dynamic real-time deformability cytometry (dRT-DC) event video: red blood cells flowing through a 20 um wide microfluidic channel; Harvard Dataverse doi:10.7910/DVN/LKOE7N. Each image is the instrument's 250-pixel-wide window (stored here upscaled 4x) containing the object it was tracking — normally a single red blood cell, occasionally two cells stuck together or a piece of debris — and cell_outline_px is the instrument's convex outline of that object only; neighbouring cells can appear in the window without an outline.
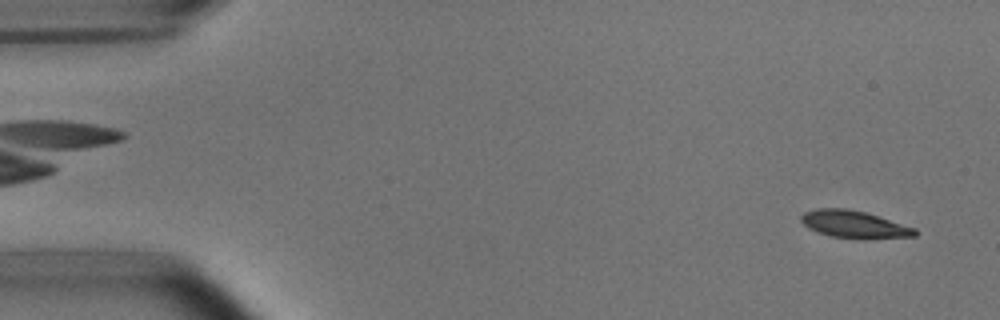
{"species": "common noctule bat (a hibernating species)", "species_latin": "Nyctalus noctula", "temperature_condition": "room temperature", "stored_images_in_passage": 5, "camera_frame_rate_fps": 3000, "um_per_image_px": 0.085, "animal": {"sex": "male", "body_mass_g": 15.6}, "frame": {"image": 1, "passage_image": 5, "time_ms": 5.333, "image_size_px": [1000, 320], "cell_outline_px": [[916, 236], [860, 240], [832, 236], [808, 228], [800, 220], [800, 216], [804, 212], [816, 208], [848, 208], [864, 212], [916, 228]], "centroid_in_image_um": [72.6, 19.08], "position_along_channel_um": 12.4, "area_um2": 18.21}}